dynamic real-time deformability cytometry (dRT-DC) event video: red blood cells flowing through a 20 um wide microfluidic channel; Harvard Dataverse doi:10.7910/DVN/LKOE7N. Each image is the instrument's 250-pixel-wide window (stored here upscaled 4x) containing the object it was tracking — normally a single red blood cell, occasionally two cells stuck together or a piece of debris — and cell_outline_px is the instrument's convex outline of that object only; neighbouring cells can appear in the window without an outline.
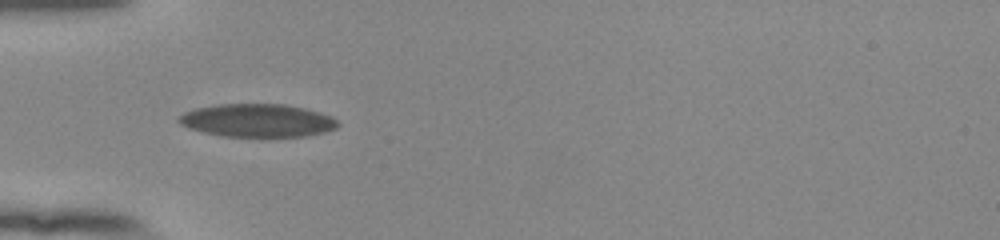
{"species": "human", "species_latin": "Homo sapiens", "temperature_condition": "room temperature", "stored_images_in_passage": 37, "camera_frame_rate_fps": 3000, "um_per_image_px": 0.085, "donor": {"sex": "female"}, "frame": {"image": 1, "passage_image": 1, "time_ms": 0.0, "image_size_px": [1000, 240], "cell_outline_px": [[340, 124], [336, 128], [324, 132], [304, 136], [260, 140], [220, 136], [188, 128], [180, 124], [176, 120], [184, 112], [196, 108], [220, 104], [284, 104], [304, 108], [320, 112], [332, 116]], "centroid_in_image_um": [21.89, 10.29], "position_along_channel_um": 63.1, "area_um2": 31.79}}
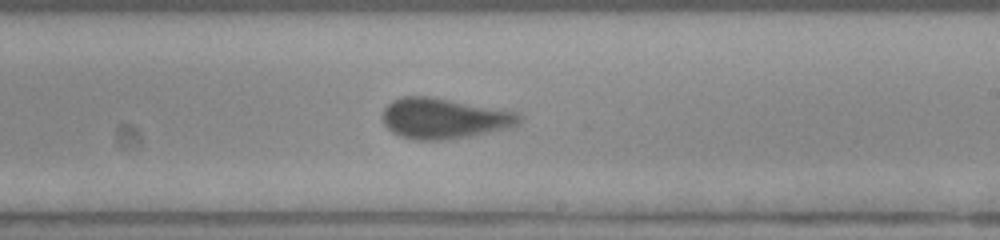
{"frame": {"image": 2, "passage_image": 16, "time_ms": 5.0, "image_size_px": [1000, 240], "cell_outline_px": [[524, 120], [516, 128], [472, 136], [444, 140], [416, 140], [400, 136], [392, 132], [384, 124], [380, 116], [384, 108], [392, 100], [400, 96], [432, 96], [520, 112], [524, 116]], "centroid_in_image_um": [37.83, 10.06], "position_along_channel_um": 251.2, "area_um2": 33.41}}
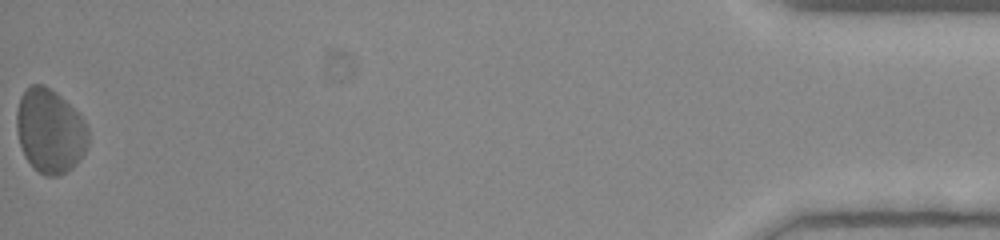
{"frame": {"image": 3, "passage_image": 37, "time_ms": 12.0, "image_size_px": [1000, 240], "cell_outline_px": [[88, 144], [84, 152], [76, 164], [72, 168], [56, 176], [44, 176], [24, 156], [16, 132], [16, 112], [20, 96], [32, 84], [44, 84], [56, 92], [84, 120], [88, 128]], "centroid_in_image_um": [4.23, 11.12], "position_along_channel_um": 431.0, "area_um2": 34.91}, "authors_computed_cell_mechanics": {"area_um2": 32.4836, "velocity_mm_per_s": 3.8517, "shape_relaxation_time_tau1_ms": 6.0373, "shape_relaxation_time_tau2_ms": 1.2103, "deformation_change_tau1": 0.1387, "deformation_change_tau2": 0.0824}}